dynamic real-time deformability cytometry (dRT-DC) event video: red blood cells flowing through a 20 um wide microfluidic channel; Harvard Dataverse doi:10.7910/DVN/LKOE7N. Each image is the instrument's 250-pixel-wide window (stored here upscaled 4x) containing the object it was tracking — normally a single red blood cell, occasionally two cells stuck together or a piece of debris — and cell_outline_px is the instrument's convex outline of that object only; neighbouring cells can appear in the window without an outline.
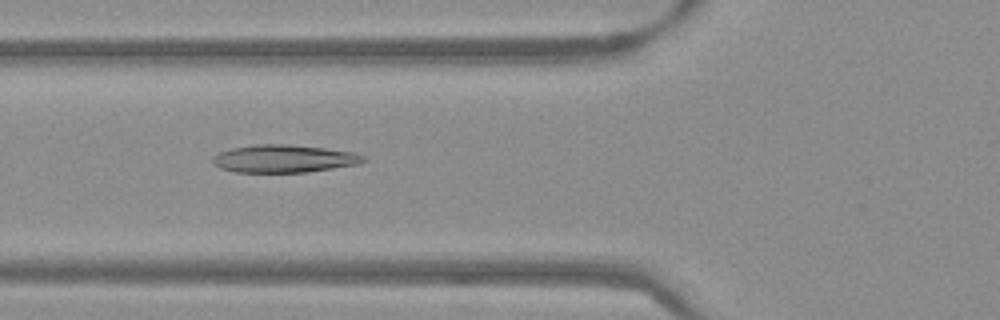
{"species": "Egyptian fruit bat (a non-hibernating species)", "species_latin": "Rousettus aegyptiacus", "temperature_condition": "warm", "stored_images_in_passage": 32, "camera_frame_rate_fps": 3000, "um_per_image_px": 0.085, "frame": {"image": 1, "passage_image": 19, "time_ms": 6.0, "image_size_px": [1000, 320], "cell_outline_px": [[368, 160], [360, 164], [304, 172], [236, 172], [220, 168], [212, 164], [212, 156], [220, 152], [232, 148], [256, 144], [288, 144], [324, 148], [356, 152], [364, 156]], "centroid_in_image_um": [24.14, 13.48], "position_along_channel_um": 101.7, "area_um2": 24.45}}
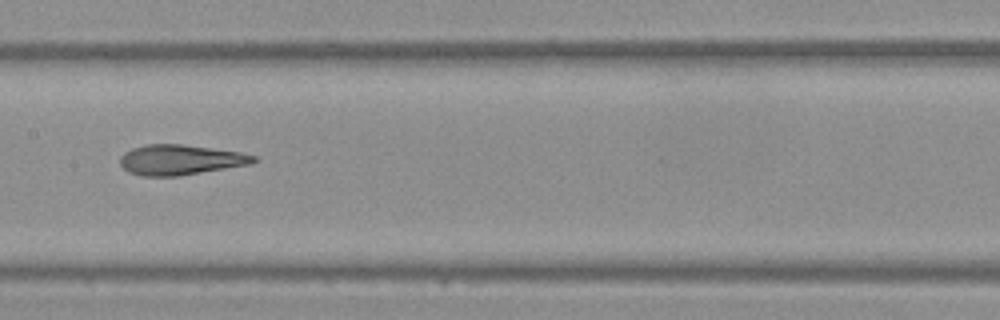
{"frame": {"image": 2, "passage_image": 26, "time_ms": 8.333, "image_size_px": [1000, 320], "cell_outline_px": [[260, 160], [252, 164], [180, 176], [140, 176], [128, 172], [120, 164], [120, 156], [124, 152], [132, 148], [148, 144], [180, 144], [212, 148], [240, 152], [256, 156]], "centroid_in_image_um": [15.35, 13.59], "position_along_channel_um": 192.1, "area_um2": 23.7}}
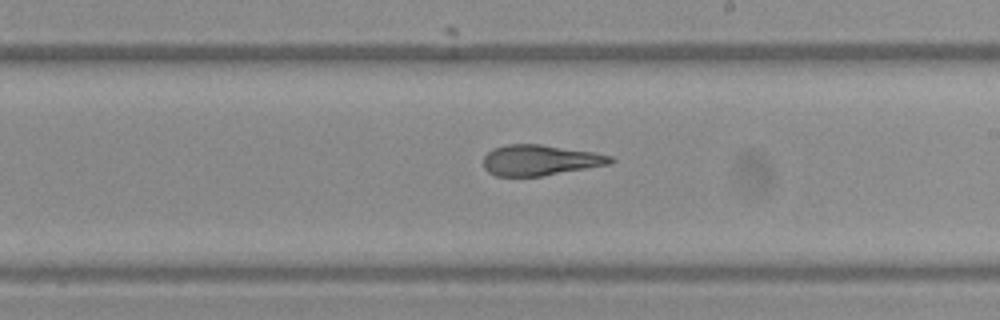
{"frame": {"image": 3, "passage_image": 30, "time_ms": 9.667, "image_size_px": [1000, 320], "cell_outline_px": [[616, 160], [612, 164], [540, 176], [496, 176], [488, 172], [484, 168], [484, 156], [492, 148], [508, 144], [540, 144], [592, 152], [612, 156]], "centroid_in_image_um": [45.91, 13.61], "position_along_channel_um": 243.1, "area_um2": 22.66}}